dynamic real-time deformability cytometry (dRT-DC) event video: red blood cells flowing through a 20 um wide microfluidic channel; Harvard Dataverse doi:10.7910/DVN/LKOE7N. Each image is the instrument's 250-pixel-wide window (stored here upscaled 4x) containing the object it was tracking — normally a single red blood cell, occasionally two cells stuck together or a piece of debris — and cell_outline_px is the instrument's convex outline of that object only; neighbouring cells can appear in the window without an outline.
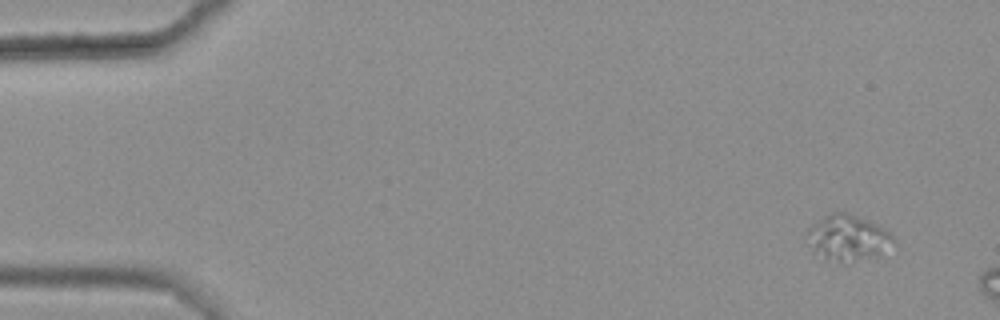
{"species": "common noctule bat (a hibernating species)", "species_latin": "Nyctalus noctula", "temperature_condition": "warm", "stored_images_in_passage": 3, "camera_frame_rate_fps": 3000, "um_per_image_px": 0.085, "animal": {"sex": "female", "body_mass_g": 25.1}, "frame": {"image": 1, "passage_image": 1, "time_ms": 0.0, "image_size_px": [1000, 320], "cell_outline_px": [[896, 244], [880, 256], [848, 264], [840, 264], [824, 260], [812, 252], [804, 236], [808, 228], [812, 224], [824, 216], [832, 212], [848, 212], [868, 220], [884, 228], [896, 240]], "centroid_in_image_um": [72.05, 20.28], "position_along_channel_um": 13.0, "area_um2": 24.28}}